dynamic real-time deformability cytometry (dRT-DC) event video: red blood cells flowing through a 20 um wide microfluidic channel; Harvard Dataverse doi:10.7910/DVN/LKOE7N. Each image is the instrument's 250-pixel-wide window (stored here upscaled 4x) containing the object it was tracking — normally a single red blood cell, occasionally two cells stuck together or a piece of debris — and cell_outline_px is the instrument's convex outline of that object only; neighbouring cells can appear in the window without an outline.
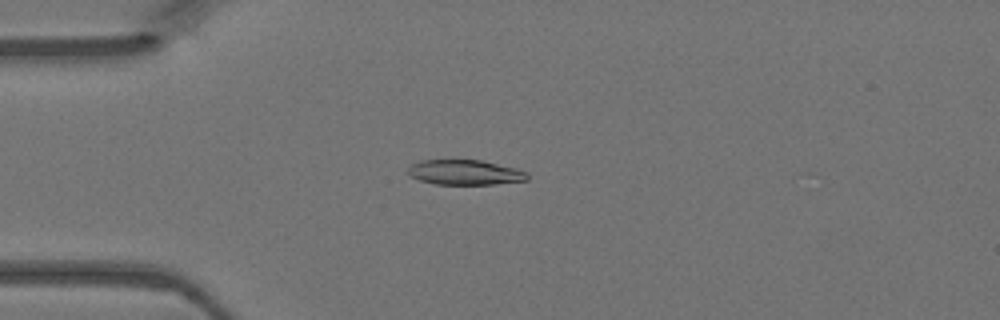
{"species": "Egyptian fruit bat (a non-hibernating species)", "species_latin": "Rousettus aegyptiacus", "temperature_condition": "warm", "stored_images_in_passage": 36, "camera_frame_rate_fps": 3000, "um_per_image_px": 0.085, "animal": {"sex": "female"}, "frame": {"image": 1, "passage_image": 1, "time_ms": 0.0, "image_size_px": [1000, 320], "cell_outline_px": [[528, 180], [496, 184], [436, 184], [420, 180], [412, 176], [408, 172], [408, 168], [412, 164], [420, 160], [480, 160], [516, 168], [528, 172]], "centroid_in_image_um": [39.55, 14.65], "position_along_channel_um": 45.4, "area_um2": 17.28}}
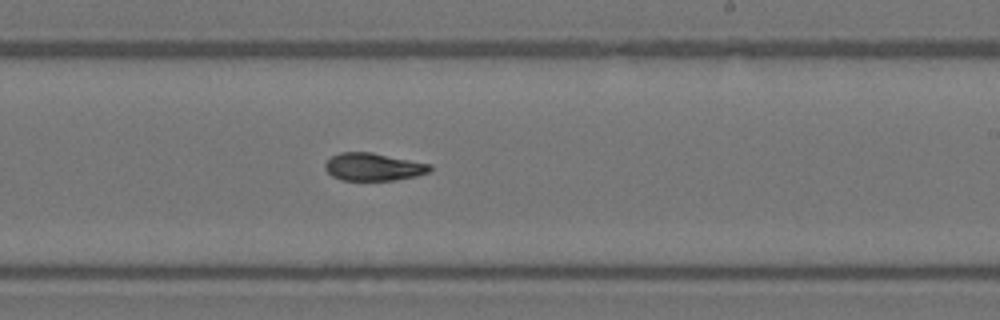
{"frame": {"image": 2, "passage_image": 17, "time_ms": 5.333, "image_size_px": [1000, 320], "cell_outline_px": [[432, 168], [428, 172], [416, 176], [396, 180], [340, 180], [332, 176], [324, 168], [324, 164], [332, 156], [340, 152], [372, 152], [432, 164]], "centroid_in_image_um": [31.74, 14.18], "position_along_channel_um": 257.3, "area_um2": 16.99}}
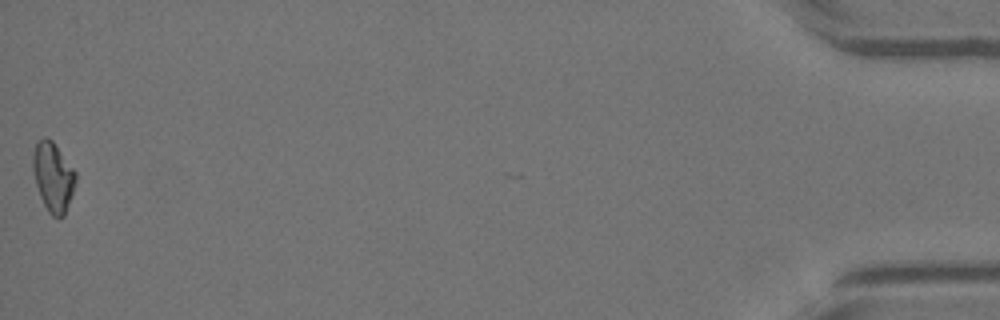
{"frame": {"image": 3, "passage_image": 36, "time_ms": 11.667, "image_size_px": [1000, 320], "cell_outline_px": [[76, 180], [64, 216], [52, 216], [48, 212], [40, 196], [36, 184], [32, 168], [32, 156], [36, 144], [44, 136], [52, 140], [76, 172]], "centroid_in_image_um": [4.5, 15.02], "position_along_channel_um": 430.7, "area_um2": 16.99}}